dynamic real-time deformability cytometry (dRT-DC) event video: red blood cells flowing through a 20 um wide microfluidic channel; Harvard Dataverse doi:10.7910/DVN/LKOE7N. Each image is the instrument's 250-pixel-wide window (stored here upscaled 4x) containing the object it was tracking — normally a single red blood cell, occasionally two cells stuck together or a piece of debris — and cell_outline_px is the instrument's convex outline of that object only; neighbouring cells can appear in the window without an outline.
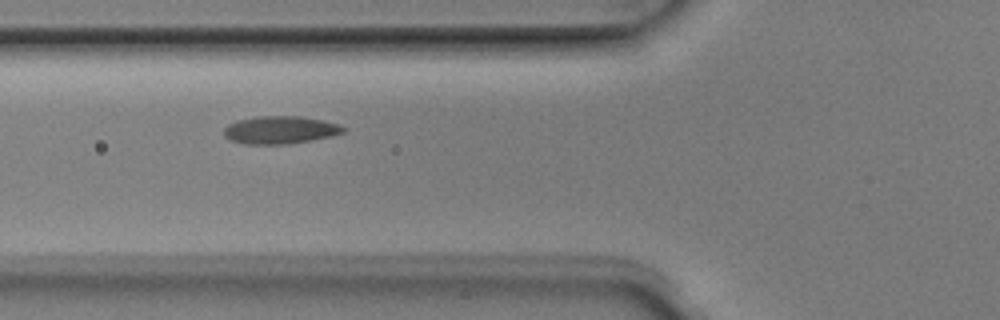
{"species": "Egyptian fruit bat (a non-hibernating species)", "species_latin": "Rousettus aegyptiacus", "temperature_condition": "room temperature", "stored_images_in_passage": 3, "camera_frame_rate_fps": 3000, "um_per_image_px": 0.085, "animal": {"sex": "male"}, "frame": {"image": 1, "passage_image": 2, "time_ms": 0.333, "image_size_px": [1000, 320], "cell_outline_px": [[348, 128], [344, 132], [332, 136], [312, 140], [288, 144], [244, 144], [232, 140], [224, 136], [224, 128], [228, 124], [236, 120], [256, 116], [300, 116], [340, 124]], "centroid_in_image_um": [23.82, 11.04], "position_along_channel_um": 102.0, "area_um2": 19.42}}
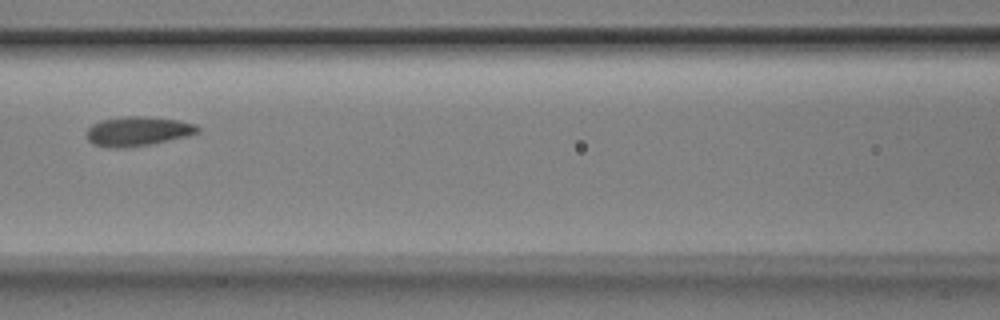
{"frame": {"image": 2, "passage_image": 3, "time_ms": 0.667, "image_size_px": [1000, 320], "cell_outline_px": [[200, 132], [188, 136], [152, 144], [124, 148], [112, 148], [92, 144], [88, 140], [88, 128], [92, 124], [100, 120], [124, 116], [144, 116], [180, 120], [196, 124], [200, 128]], "centroid_in_image_um": [11.74, 11.15], "position_along_channel_um": 154.9, "area_um2": 19.25}}